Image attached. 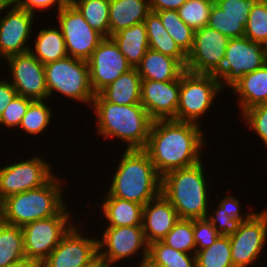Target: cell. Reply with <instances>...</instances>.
Listing matches in <instances>:
<instances>
[{"label":"cell","instance_id":"41","mask_svg":"<svg viewBox=\"0 0 267 267\" xmlns=\"http://www.w3.org/2000/svg\"><path fill=\"white\" fill-rule=\"evenodd\" d=\"M211 208V210H210ZM206 219L216 228L220 235L229 236L238 230L240 224L246 220H231L222 207L217 203L214 209L213 203L210 205ZM213 210V211H212Z\"/></svg>","mask_w":267,"mask_h":267},{"label":"cell","instance_id":"38","mask_svg":"<svg viewBox=\"0 0 267 267\" xmlns=\"http://www.w3.org/2000/svg\"><path fill=\"white\" fill-rule=\"evenodd\" d=\"M244 36L267 47V3L260 1L253 3Z\"/></svg>","mask_w":267,"mask_h":267},{"label":"cell","instance_id":"36","mask_svg":"<svg viewBox=\"0 0 267 267\" xmlns=\"http://www.w3.org/2000/svg\"><path fill=\"white\" fill-rule=\"evenodd\" d=\"M161 241L177 251L195 254L196 243L193 234V220L179 219Z\"/></svg>","mask_w":267,"mask_h":267},{"label":"cell","instance_id":"50","mask_svg":"<svg viewBox=\"0 0 267 267\" xmlns=\"http://www.w3.org/2000/svg\"><path fill=\"white\" fill-rule=\"evenodd\" d=\"M91 267H103L102 263L98 260L93 266Z\"/></svg>","mask_w":267,"mask_h":267},{"label":"cell","instance_id":"48","mask_svg":"<svg viewBox=\"0 0 267 267\" xmlns=\"http://www.w3.org/2000/svg\"><path fill=\"white\" fill-rule=\"evenodd\" d=\"M6 267H43V262L32 258H23Z\"/></svg>","mask_w":267,"mask_h":267},{"label":"cell","instance_id":"13","mask_svg":"<svg viewBox=\"0 0 267 267\" xmlns=\"http://www.w3.org/2000/svg\"><path fill=\"white\" fill-rule=\"evenodd\" d=\"M79 223H75L62 237L58 246L43 261V267H91L99 260L98 236L89 238L91 235H87V231L80 230L83 222Z\"/></svg>","mask_w":267,"mask_h":267},{"label":"cell","instance_id":"2","mask_svg":"<svg viewBox=\"0 0 267 267\" xmlns=\"http://www.w3.org/2000/svg\"><path fill=\"white\" fill-rule=\"evenodd\" d=\"M91 108L96 116L94 131L97 136L104 141L117 138L125 143L126 148H122L126 150L145 149L153 120L141 103L118 105L96 94Z\"/></svg>","mask_w":267,"mask_h":267},{"label":"cell","instance_id":"30","mask_svg":"<svg viewBox=\"0 0 267 267\" xmlns=\"http://www.w3.org/2000/svg\"><path fill=\"white\" fill-rule=\"evenodd\" d=\"M25 257L22 227L0 219V267H6Z\"/></svg>","mask_w":267,"mask_h":267},{"label":"cell","instance_id":"12","mask_svg":"<svg viewBox=\"0 0 267 267\" xmlns=\"http://www.w3.org/2000/svg\"><path fill=\"white\" fill-rule=\"evenodd\" d=\"M35 17L36 15L17 7L10 0H6L1 6L0 59L2 62L9 56L29 51L31 45L27 42L31 41L32 32L36 30V24L33 23Z\"/></svg>","mask_w":267,"mask_h":267},{"label":"cell","instance_id":"6","mask_svg":"<svg viewBox=\"0 0 267 267\" xmlns=\"http://www.w3.org/2000/svg\"><path fill=\"white\" fill-rule=\"evenodd\" d=\"M44 68L49 99L58 93L76 103L89 105L87 107L90 109L95 93L90 84L86 60L67 56L45 64Z\"/></svg>","mask_w":267,"mask_h":267},{"label":"cell","instance_id":"26","mask_svg":"<svg viewBox=\"0 0 267 267\" xmlns=\"http://www.w3.org/2000/svg\"><path fill=\"white\" fill-rule=\"evenodd\" d=\"M142 78L137 68H132L119 76L99 94L110 103L132 105L141 103Z\"/></svg>","mask_w":267,"mask_h":267},{"label":"cell","instance_id":"1","mask_svg":"<svg viewBox=\"0 0 267 267\" xmlns=\"http://www.w3.org/2000/svg\"><path fill=\"white\" fill-rule=\"evenodd\" d=\"M205 135L202 126L192 122L156 120L152 123L144 150L162 177L172 170L202 161L205 155L203 149L206 148Z\"/></svg>","mask_w":267,"mask_h":267},{"label":"cell","instance_id":"14","mask_svg":"<svg viewBox=\"0 0 267 267\" xmlns=\"http://www.w3.org/2000/svg\"><path fill=\"white\" fill-rule=\"evenodd\" d=\"M229 239L234 267H250L256 263L267 243V208L243 221Z\"/></svg>","mask_w":267,"mask_h":267},{"label":"cell","instance_id":"3","mask_svg":"<svg viewBox=\"0 0 267 267\" xmlns=\"http://www.w3.org/2000/svg\"><path fill=\"white\" fill-rule=\"evenodd\" d=\"M117 161L109 176V196L145 206L161 193V176L144 149H125Z\"/></svg>","mask_w":267,"mask_h":267},{"label":"cell","instance_id":"19","mask_svg":"<svg viewBox=\"0 0 267 267\" xmlns=\"http://www.w3.org/2000/svg\"><path fill=\"white\" fill-rule=\"evenodd\" d=\"M180 77L172 81L142 80L141 104L153 121L176 120Z\"/></svg>","mask_w":267,"mask_h":267},{"label":"cell","instance_id":"32","mask_svg":"<svg viewBox=\"0 0 267 267\" xmlns=\"http://www.w3.org/2000/svg\"><path fill=\"white\" fill-rule=\"evenodd\" d=\"M156 13L176 45L187 56L193 45L195 31L180 18L177 10L156 11Z\"/></svg>","mask_w":267,"mask_h":267},{"label":"cell","instance_id":"45","mask_svg":"<svg viewBox=\"0 0 267 267\" xmlns=\"http://www.w3.org/2000/svg\"><path fill=\"white\" fill-rule=\"evenodd\" d=\"M12 3H14L17 7L25 9L32 14L38 13L40 14L41 11H47V9L55 8L56 5V12H58L64 5L63 0H10ZM42 9V10H41ZM40 10V11H39Z\"/></svg>","mask_w":267,"mask_h":267},{"label":"cell","instance_id":"42","mask_svg":"<svg viewBox=\"0 0 267 267\" xmlns=\"http://www.w3.org/2000/svg\"><path fill=\"white\" fill-rule=\"evenodd\" d=\"M193 234L196 252L210 247L220 235L206 218L193 220Z\"/></svg>","mask_w":267,"mask_h":267},{"label":"cell","instance_id":"20","mask_svg":"<svg viewBox=\"0 0 267 267\" xmlns=\"http://www.w3.org/2000/svg\"><path fill=\"white\" fill-rule=\"evenodd\" d=\"M170 201L160 193L143 206L142 229L148 244L161 241L179 220Z\"/></svg>","mask_w":267,"mask_h":267},{"label":"cell","instance_id":"49","mask_svg":"<svg viewBox=\"0 0 267 267\" xmlns=\"http://www.w3.org/2000/svg\"><path fill=\"white\" fill-rule=\"evenodd\" d=\"M65 5H74L79 0H63Z\"/></svg>","mask_w":267,"mask_h":267},{"label":"cell","instance_id":"10","mask_svg":"<svg viewBox=\"0 0 267 267\" xmlns=\"http://www.w3.org/2000/svg\"><path fill=\"white\" fill-rule=\"evenodd\" d=\"M72 213L66 205L53 217L36 220L23 226L26 258L43 262L58 246L62 237L77 223Z\"/></svg>","mask_w":267,"mask_h":267},{"label":"cell","instance_id":"53","mask_svg":"<svg viewBox=\"0 0 267 267\" xmlns=\"http://www.w3.org/2000/svg\"><path fill=\"white\" fill-rule=\"evenodd\" d=\"M143 267H161V266H143Z\"/></svg>","mask_w":267,"mask_h":267},{"label":"cell","instance_id":"5","mask_svg":"<svg viewBox=\"0 0 267 267\" xmlns=\"http://www.w3.org/2000/svg\"><path fill=\"white\" fill-rule=\"evenodd\" d=\"M65 178L56 174L44 186L11 195L0 203V219L8 224L23 227L33 221L53 217L66 205Z\"/></svg>","mask_w":267,"mask_h":267},{"label":"cell","instance_id":"17","mask_svg":"<svg viewBox=\"0 0 267 267\" xmlns=\"http://www.w3.org/2000/svg\"><path fill=\"white\" fill-rule=\"evenodd\" d=\"M4 61L9 67L5 72L11 76L9 81L19 96L49 99L44 65L30 51L9 56Z\"/></svg>","mask_w":267,"mask_h":267},{"label":"cell","instance_id":"35","mask_svg":"<svg viewBox=\"0 0 267 267\" xmlns=\"http://www.w3.org/2000/svg\"><path fill=\"white\" fill-rule=\"evenodd\" d=\"M248 18H232L215 3L210 12L208 27L219 31L229 38L244 37Z\"/></svg>","mask_w":267,"mask_h":267},{"label":"cell","instance_id":"44","mask_svg":"<svg viewBox=\"0 0 267 267\" xmlns=\"http://www.w3.org/2000/svg\"><path fill=\"white\" fill-rule=\"evenodd\" d=\"M217 203L222 207V211L225 212L231 220H248L256 212H251V209L247 213L242 212V205L236 195L234 197V195L231 196L226 194V196L222 197Z\"/></svg>","mask_w":267,"mask_h":267},{"label":"cell","instance_id":"52","mask_svg":"<svg viewBox=\"0 0 267 267\" xmlns=\"http://www.w3.org/2000/svg\"><path fill=\"white\" fill-rule=\"evenodd\" d=\"M256 1H260V2H265V3H267V0H256Z\"/></svg>","mask_w":267,"mask_h":267},{"label":"cell","instance_id":"47","mask_svg":"<svg viewBox=\"0 0 267 267\" xmlns=\"http://www.w3.org/2000/svg\"><path fill=\"white\" fill-rule=\"evenodd\" d=\"M187 0H149L153 12L164 10H178Z\"/></svg>","mask_w":267,"mask_h":267},{"label":"cell","instance_id":"15","mask_svg":"<svg viewBox=\"0 0 267 267\" xmlns=\"http://www.w3.org/2000/svg\"><path fill=\"white\" fill-rule=\"evenodd\" d=\"M57 26L64 37L68 56L88 60L104 37L94 30L74 5H64L56 13Z\"/></svg>","mask_w":267,"mask_h":267},{"label":"cell","instance_id":"31","mask_svg":"<svg viewBox=\"0 0 267 267\" xmlns=\"http://www.w3.org/2000/svg\"><path fill=\"white\" fill-rule=\"evenodd\" d=\"M48 102H50L49 99L33 100L21 120L18 131L22 130L25 135L29 134L31 137H39L47 129L50 130L48 127L53 122L55 111H52L53 107L47 105Z\"/></svg>","mask_w":267,"mask_h":267},{"label":"cell","instance_id":"28","mask_svg":"<svg viewBox=\"0 0 267 267\" xmlns=\"http://www.w3.org/2000/svg\"><path fill=\"white\" fill-rule=\"evenodd\" d=\"M149 48L177 59L184 67L187 56L179 49L162 24L159 15L151 11L144 20Z\"/></svg>","mask_w":267,"mask_h":267},{"label":"cell","instance_id":"39","mask_svg":"<svg viewBox=\"0 0 267 267\" xmlns=\"http://www.w3.org/2000/svg\"><path fill=\"white\" fill-rule=\"evenodd\" d=\"M248 129L257 135L267 148V103L246 110L241 117Z\"/></svg>","mask_w":267,"mask_h":267},{"label":"cell","instance_id":"23","mask_svg":"<svg viewBox=\"0 0 267 267\" xmlns=\"http://www.w3.org/2000/svg\"><path fill=\"white\" fill-rule=\"evenodd\" d=\"M136 68L142 80L155 81L177 80L185 71L177 59L150 48Z\"/></svg>","mask_w":267,"mask_h":267},{"label":"cell","instance_id":"7","mask_svg":"<svg viewBox=\"0 0 267 267\" xmlns=\"http://www.w3.org/2000/svg\"><path fill=\"white\" fill-rule=\"evenodd\" d=\"M224 90L215 75L193 73L185 70L180 76L179 103L176 109V120L192 122L202 126L204 117ZM209 110V111H208Z\"/></svg>","mask_w":267,"mask_h":267},{"label":"cell","instance_id":"46","mask_svg":"<svg viewBox=\"0 0 267 267\" xmlns=\"http://www.w3.org/2000/svg\"><path fill=\"white\" fill-rule=\"evenodd\" d=\"M7 78H0V116L2 115L6 107L10 104V102L13 101L18 95L9 81V77Z\"/></svg>","mask_w":267,"mask_h":267},{"label":"cell","instance_id":"24","mask_svg":"<svg viewBox=\"0 0 267 267\" xmlns=\"http://www.w3.org/2000/svg\"><path fill=\"white\" fill-rule=\"evenodd\" d=\"M150 12L149 0H109L110 37L122 29L144 22Z\"/></svg>","mask_w":267,"mask_h":267},{"label":"cell","instance_id":"34","mask_svg":"<svg viewBox=\"0 0 267 267\" xmlns=\"http://www.w3.org/2000/svg\"><path fill=\"white\" fill-rule=\"evenodd\" d=\"M196 267H234L229 236L219 235L214 243L195 253Z\"/></svg>","mask_w":267,"mask_h":267},{"label":"cell","instance_id":"25","mask_svg":"<svg viewBox=\"0 0 267 267\" xmlns=\"http://www.w3.org/2000/svg\"><path fill=\"white\" fill-rule=\"evenodd\" d=\"M38 33V34H36ZM29 51L43 64L61 60L68 56L64 37L57 25L40 28Z\"/></svg>","mask_w":267,"mask_h":267},{"label":"cell","instance_id":"37","mask_svg":"<svg viewBox=\"0 0 267 267\" xmlns=\"http://www.w3.org/2000/svg\"><path fill=\"white\" fill-rule=\"evenodd\" d=\"M214 0H187L177 11L180 18L194 31L208 25Z\"/></svg>","mask_w":267,"mask_h":267},{"label":"cell","instance_id":"21","mask_svg":"<svg viewBox=\"0 0 267 267\" xmlns=\"http://www.w3.org/2000/svg\"><path fill=\"white\" fill-rule=\"evenodd\" d=\"M232 90V91H231ZM237 96L239 116L246 110L267 103V63L251 73L245 74L230 88Z\"/></svg>","mask_w":267,"mask_h":267},{"label":"cell","instance_id":"4","mask_svg":"<svg viewBox=\"0 0 267 267\" xmlns=\"http://www.w3.org/2000/svg\"><path fill=\"white\" fill-rule=\"evenodd\" d=\"M204 163L203 160L190 167L175 169L161 177V193L170 201L180 219L207 217L212 203L208 189L211 180L206 177L209 169H205Z\"/></svg>","mask_w":267,"mask_h":267},{"label":"cell","instance_id":"43","mask_svg":"<svg viewBox=\"0 0 267 267\" xmlns=\"http://www.w3.org/2000/svg\"><path fill=\"white\" fill-rule=\"evenodd\" d=\"M255 1L256 0H214L215 4L232 18H248Z\"/></svg>","mask_w":267,"mask_h":267},{"label":"cell","instance_id":"8","mask_svg":"<svg viewBox=\"0 0 267 267\" xmlns=\"http://www.w3.org/2000/svg\"><path fill=\"white\" fill-rule=\"evenodd\" d=\"M98 238V258L103 267H123L130 257L137 258L136 265L128 267H143L147 260L148 243L142 226L105 227ZM117 265V266H115Z\"/></svg>","mask_w":267,"mask_h":267},{"label":"cell","instance_id":"9","mask_svg":"<svg viewBox=\"0 0 267 267\" xmlns=\"http://www.w3.org/2000/svg\"><path fill=\"white\" fill-rule=\"evenodd\" d=\"M41 156L36 152L25 160L0 165V203L11 195L40 188L56 175L53 164Z\"/></svg>","mask_w":267,"mask_h":267},{"label":"cell","instance_id":"18","mask_svg":"<svg viewBox=\"0 0 267 267\" xmlns=\"http://www.w3.org/2000/svg\"><path fill=\"white\" fill-rule=\"evenodd\" d=\"M89 66L90 84L96 94L114 82L132 66L119 50L115 41L104 38L87 60Z\"/></svg>","mask_w":267,"mask_h":267},{"label":"cell","instance_id":"16","mask_svg":"<svg viewBox=\"0 0 267 267\" xmlns=\"http://www.w3.org/2000/svg\"><path fill=\"white\" fill-rule=\"evenodd\" d=\"M229 40V37L208 26L195 30L185 70L216 75L221 70Z\"/></svg>","mask_w":267,"mask_h":267},{"label":"cell","instance_id":"51","mask_svg":"<svg viewBox=\"0 0 267 267\" xmlns=\"http://www.w3.org/2000/svg\"><path fill=\"white\" fill-rule=\"evenodd\" d=\"M6 2V0H0V8Z\"/></svg>","mask_w":267,"mask_h":267},{"label":"cell","instance_id":"29","mask_svg":"<svg viewBox=\"0 0 267 267\" xmlns=\"http://www.w3.org/2000/svg\"><path fill=\"white\" fill-rule=\"evenodd\" d=\"M143 266L196 267L195 254L177 251L162 241L148 244L147 260Z\"/></svg>","mask_w":267,"mask_h":267},{"label":"cell","instance_id":"33","mask_svg":"<svg viewBox=\"0 0 267 267\" xmlns=\"http://www.w3.org/2000/svg\"><path fill=\"white\" fill-rule=\"evenodd\" d=\"M74 6L94 30L104 38L110 37L109 0H79Z\"/></svg>","mask_w":267,"mask_h":267},{"label":"cell","instance_id":"40","mask_svg":"<svg viewBox=\"0 0 267 267\" xmlns=\"http://www.w3.org/2000/svg\"><path fill=\"white\" fill-rule=\"evenodd\" d=\"M32 101L33 99L17 95L0 116V127L17 130Z\"/></svg>","mask_w":267,"mask_h":267},{"label":"cell","instance_id":"22","mask_svg":"<svg viewBox=\"0 0 267 267\" xmlns=\"http://www.w3.org/2000/svg\"><path fill=\"white\" fill-rule=\"evenodd\" d=\"M101 202H99L103 213L102 221L106 220V227L121 226H142L143 205L118 197H111L107 193L104 194Z\"/></svg>","mask_w":267,"mask_h":267},{"label":"cell","instance_id":"27","mask_svg":"<svg viewBox=\"0 0 267 267\" xmlns=\"http://www.w3.org/2000/svg\"><path fill=\"white\" fill-rule=\"evenodd\" d=\"M111 38L118 45L119 50L124 54L132 68H136L141 63L142 58L149 49L144 22L122 29L112 35Z\"/></svg>","mask_w":267,"mask_h":267},{"label":"cell","instance_id":"11","mask_svg":"<svg viewBox=\"0 0 267 267\" xmlns=\"http://www.w3.org/2000/svg\"><path fill=\"white\" fill-rule=\"evenodd\" d=\"M267 63V47L247 37L230 38L221 70L215 75L224 90L231 88L245 74ZM226 85V86H225Z\"/></svg>","mask_w":267,"mask_h":267}]
</instances>
